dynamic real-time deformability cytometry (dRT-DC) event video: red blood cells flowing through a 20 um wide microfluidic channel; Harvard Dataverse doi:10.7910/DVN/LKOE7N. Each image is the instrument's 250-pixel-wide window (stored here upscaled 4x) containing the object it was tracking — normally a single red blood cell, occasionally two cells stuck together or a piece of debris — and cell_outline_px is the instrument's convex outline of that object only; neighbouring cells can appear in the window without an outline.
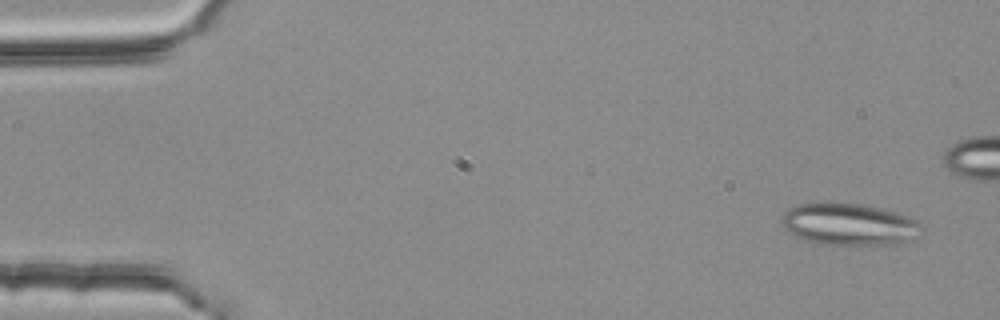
{"species": "common noctule bat (a hibernating species)", "species_latin": "Nyctalus noctula", "temperature_condition": "room temperature", "stored_images_in_passage": 5, "camera_frame_rate_fps": 3000, "um_per_image_px": 0.085, "animal": {"sex": "female", "body_mass_g": 25.1}, "frame": {"image": 1, "passage_image": 1, "time_ms": 0.0, "image_size_px": [1000, 320], "cell_outline_px": [[924, 228], [916, 240], [896, 244], [816, 244], [804, 240], [788, 232], [784, 228], [780, 220], [784, 212], [788, 208], [796, 204], [860, 204], [896, 212], [908, 216], [916, 220]], "centroid_in_image_um": [72.2, 19.09], "position_along_channel_um": 12.8, "area_um2": 34.16}}